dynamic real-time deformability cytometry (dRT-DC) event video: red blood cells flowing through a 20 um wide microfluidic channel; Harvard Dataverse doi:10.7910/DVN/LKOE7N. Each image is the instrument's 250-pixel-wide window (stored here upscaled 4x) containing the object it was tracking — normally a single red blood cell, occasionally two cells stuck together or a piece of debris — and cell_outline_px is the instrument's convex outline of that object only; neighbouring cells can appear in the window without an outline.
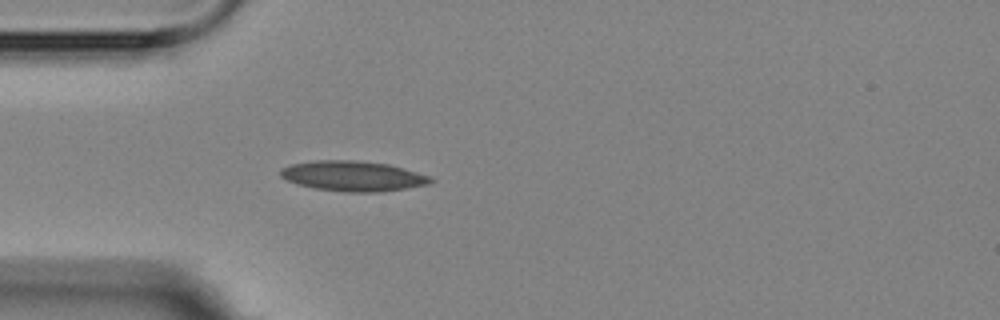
{"species": "Egyptian fruit bat (a non-hibernating species)", "species_latin": "Rousettus aegyptiacus", "temperature_condition": "room temperature", "stored_images_in_passage": 5, "camera_frame_rate_fps": 3000, "um_per_image_px": 0.085, "animal": {"sex": "female"}, "frame": {"image": 1, "passage_image": 5, "time_ms": 4.667, "image_size_px": [1000, 320], "cell_outline_px": [[436, 180], [428, 184], [408, 188], [380, 192], [344, 192], [316, 188], [296, 184], [280, 176], [280, 168], [292, 164], [316, 160], [356, 160], [388, 164], [416, 172], [428, 176]], "centroid_in_image_um": [29.99, 14.96], "position_along_channel_um": 55.0, "area_um2": 26.36}}